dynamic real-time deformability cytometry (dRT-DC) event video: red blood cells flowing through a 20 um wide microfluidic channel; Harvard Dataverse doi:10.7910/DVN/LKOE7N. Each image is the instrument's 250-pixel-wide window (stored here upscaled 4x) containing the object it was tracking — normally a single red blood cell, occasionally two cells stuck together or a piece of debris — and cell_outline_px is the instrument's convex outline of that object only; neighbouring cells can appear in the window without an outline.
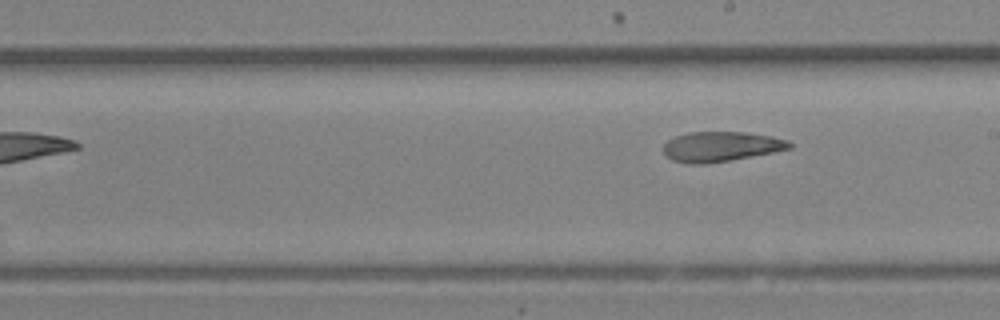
{"species": "Egyptian fruit bat (a non-hibernating species)", "species_latin": "Rousettus aegyptiacus", "temperature_condition": "room temperature", "stored_images_in_passage": 18, "camera_frame_rate_fps": 3000, "um_per_image_px": 0.085, "animal": {"sex": "female"}, "frame": {"image": 1, "passage_image": 18, "time_ms": 5.667, "image_size_px": [1000, 320], "cell_outline_px": [[792, 148], [772, 152], [708, 164], [688, 164], [672, 160], [664, 152], [664, 144], [668, 140], [676, 136], [688, 132], [744, 132], [772, 136], [788, 140], [792, 144]], "centroid_in_image_um": [61.27, 12.46], "position_along_channel_um": 227.7, "area_um2": 21.91}}